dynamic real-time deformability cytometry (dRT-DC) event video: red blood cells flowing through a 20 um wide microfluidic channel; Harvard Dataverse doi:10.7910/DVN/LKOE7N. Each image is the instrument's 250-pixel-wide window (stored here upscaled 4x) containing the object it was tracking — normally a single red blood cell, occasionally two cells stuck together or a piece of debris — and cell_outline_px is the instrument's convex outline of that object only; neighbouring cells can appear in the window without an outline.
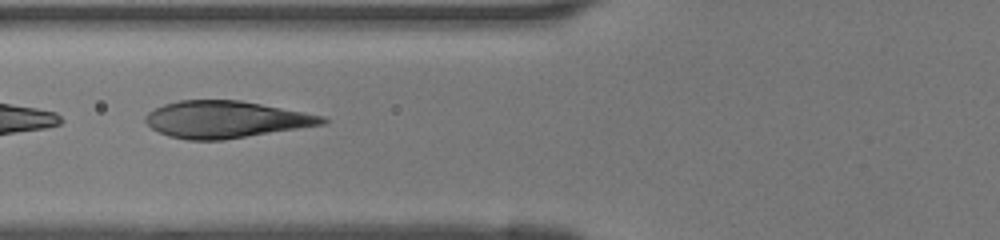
{"species": "human", "species_latin": "Homo sapiens", "temperature_condition": "room temperature", "stored_images_in_passage": 44, "camera_frame_rate_fps": 3000, "um_per_image_px": 0.085, "donor": {"sex": "female"}, "frame": {"image": 1, "passage_image": 19, "time_ms": 6.0, "image_size_px": [1000, 240], "cell_outline_px": [[328, 120], [324, 124], [224, 140], [188, 140], [168, 136], [152, 128], [144, 120], [144, 116], [148, 112], [164, 104], [180, 100], [240, 100], [324, 116]], "centroid_in_image_um": [19.15, 10.15], "position_along_channel_um": 106.6, "area_um2": 37.8}}
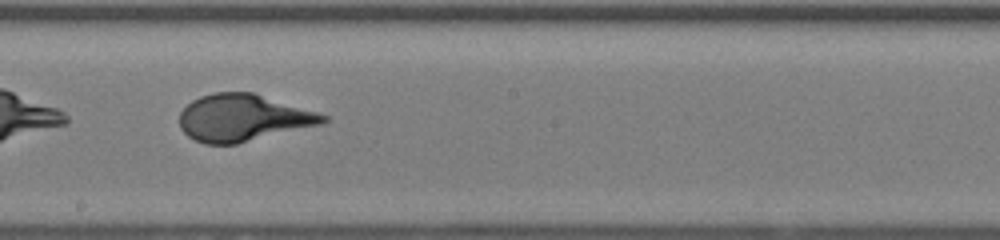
{"frame": {"image": 2, "passage_image": 27, "time_ms": 8.667, "image_size_px": [1000, 240], "cell_outline_px": [[328, 120], [324, 124], [236, 144], [204, 144], [188, 136], [180, 128], [180, 112], [192, 100], [200, 96], [216, 92], [252, 92], [316, 112], [328, 116]], "centroid_in_image_um": [20.65, 10.02], "position_along_channel_um": 227.5, "area_um2": 39.13}}
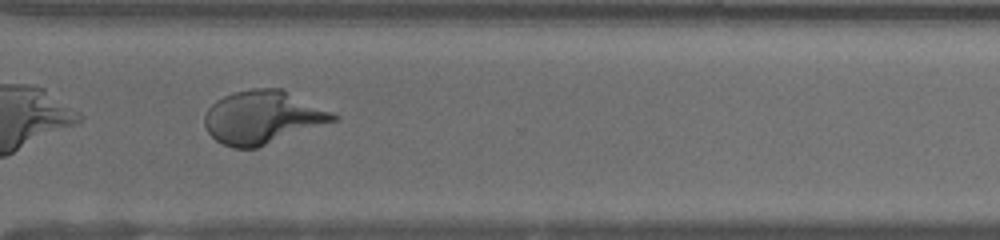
{"frame": {"image": 3, "passage_image": 35, "time_ms": 11.333, "image_size_px": [1000, 240], "cell_outline_px": [[340, 116], [336, 120], [256, 148], [232, 148], [216, 140], [208, 132], [204, 124], [204, 116], [208, 108], [216, 100], [232, 92], [252, 88], [284, 88]], "centroid_in_image_um": [22.31, 9.95], "position_along_channel_um": 348.3, "area_um2": 39.77}}